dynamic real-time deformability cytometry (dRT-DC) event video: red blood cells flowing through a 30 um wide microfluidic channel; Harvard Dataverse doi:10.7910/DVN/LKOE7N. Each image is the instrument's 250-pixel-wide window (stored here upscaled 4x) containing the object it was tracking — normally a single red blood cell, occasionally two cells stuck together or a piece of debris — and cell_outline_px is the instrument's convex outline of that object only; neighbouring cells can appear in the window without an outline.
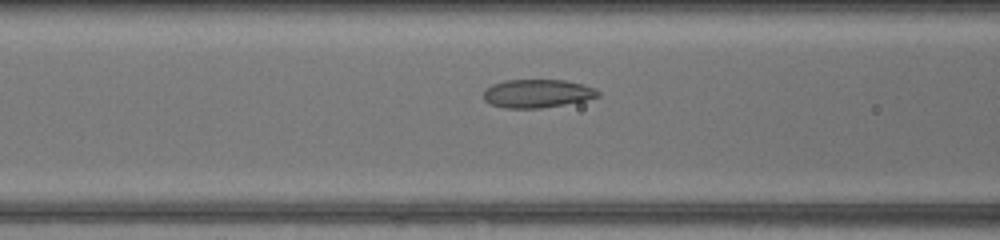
{"species": "common noctule bat (a hibernating species)", "species_latin": "Nyctalus noctula", "temperature_condition": "warm", "stored_images_in_passage": 40, "camera_frame_rate_fps": 3000, "um_per_image_px": 0.085, "animal": {"sex": "female", "body_mass_g": 17.0, "forearm_length_mm": 48.0}, "frame": {"image": 1, "passage_image": 13, "time_ms": 4.0, "image_size_px": [1000, 240], "cell_outline_px": [[600, 96], [584, 100], [564, 104], [540, 108], [504, 108], [492, 104], [484, 100], [484, 88], [492, 84], [504, 80], [564, 80], [596, 88], [600, 92]], "centroid_in_image_um": [45.64, 7.94], "position_along_channel_um": 121.0, "area_um2": 18.84}}
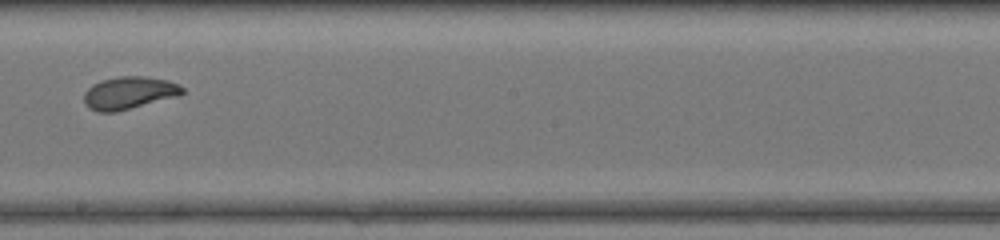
{"frame": {"image": 2, "passage_image": 21, "time_ms": 6.667, "image_size_px": [1000, 240], "cell_outline_px": [[184, 92], [180, 96], [116, 112], [96, 112], [88, 108], [84, 104], [84, 92], [92, 84], [100, 80], [120, 76], [144, 76], [168, 80], [180, 84], [184, 88]], "centroid_in_image_um": [10.97, 7.9], "position_along_channel_um": 237.2, "area_um2": 19.02}}
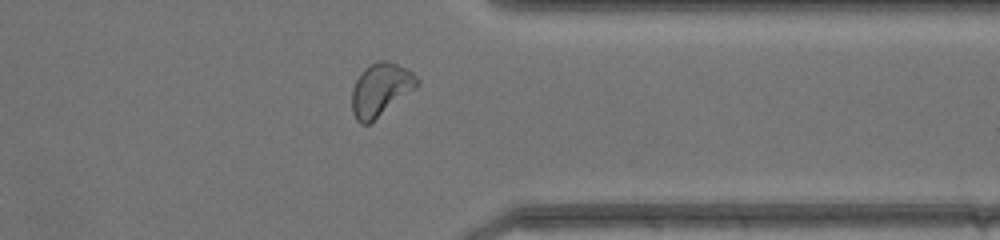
{"frame": {"image": 3, "passage_image": 31, "time_ms": 10.0, "image_size_px": [1000, 240], "cell_outline_px": [[420, 84], [416, 88], [368, 124], [360, 124], [356, 120], [352, 112], [352, 88], [360, 72], [364, 68], [380, 60], [384, 60], [408, 68], [420, 80]], "centroid_in_image_um": [32.35, 7.6], "position_along_channel_um": 379.0, "area_um2": 20.0}, "authors_computed_cell_mechanics": {"area_um2": 19.2763, "velocity_mm_per_s": 4.36, "shape_relaxation_time_tau1_ms": 5.1006, "shape_relaxation_time_tau2_ms": 1.1394, "deformation_change_tau1": 0.1696, "deformation_change_tau2": 0.0668}}